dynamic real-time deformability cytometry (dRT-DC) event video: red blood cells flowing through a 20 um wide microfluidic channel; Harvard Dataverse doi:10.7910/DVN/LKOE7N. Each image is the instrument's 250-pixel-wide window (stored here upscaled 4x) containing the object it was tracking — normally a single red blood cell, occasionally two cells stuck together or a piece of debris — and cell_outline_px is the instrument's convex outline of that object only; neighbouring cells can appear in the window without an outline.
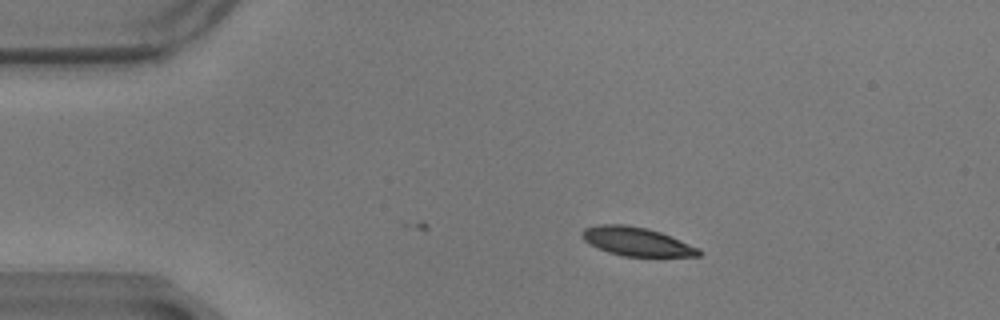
{"species": "common noctule bat (a hibernating species)", "species_latin": "Nyctalus noctula", "temperature_condition": "warm", "stored_images_in_passage": 41, "camera_frame_rate_fps": 3000, "um_per_image_px": 0.085, "animal": {"sex": "male", "body_mass_g": 17.9}, "frame": {"image": 1, "passage_image": 1, "time_ms": 0.0, "image_size_px": [1000, 320], "cell_outline_px": [[704, 252], [700, 256], [624, 256], [608, 252], [584, 240], [580, 236], [580, 232], [584, 228], [600, 224], [624, 224], [648, 228], [660, 232], [700, 248]], "centroid_in_image_um": [54.13, 20.52], "position_along_channel_um": 30.9, "area_um2": 19.48}}
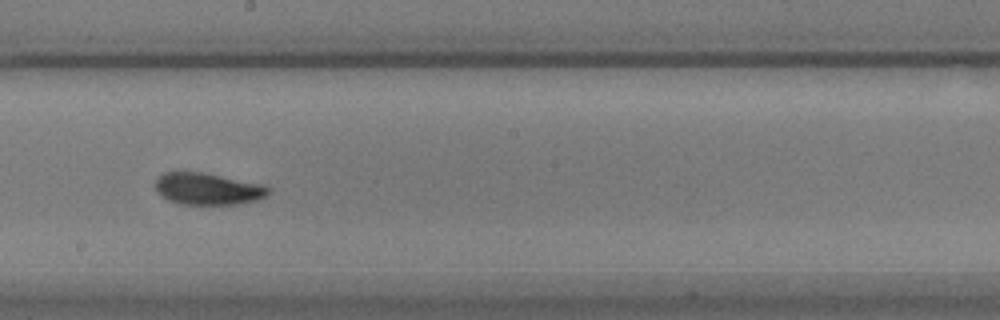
{"frame": {"image": 2, "passage_image": 23, "time_ms": 7.333, "image_size_px": [1000, 320], "cell_outline_px": [[272, 188], [264, 196], [256, 200], [236, 204], [180, 204], [168, 200], [156, 192], [156, 180], [164, 172], [200, 172], [264, 184]], "centroid_in_image_um": [17.66, 16.05], "position_along_channel_um": 230.5, "area_um2": 20.81}}
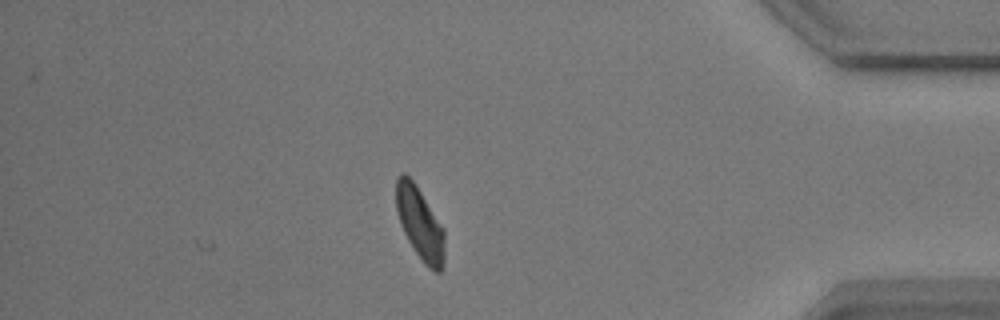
{"frame": {"image": 3, "passage_image": 41, "time_ms": 13.333, "image_size_px": [1000, 320], "cell_outline_px": [[444, 264], [440, 272], [436, 272], [428, 268], [424, 264], [408, 240], [400, 224], [396, 208], [396, 180], [400, 172], [404, 172], [412, 180], [444, 228]], "centroid_in_image_um": [35.69, 19.01], "position_along_channel_um": 399.5, "area_um2": 20.29}, "authors_computed_cell_mechanics": {"area_um2": 20.519, "velocity_mm_per_s": 3.4229, "shape_relaxation_time_tau1_ms": 3.3655, "shape_relaxation_time_tau2_ms": 2.442, "deformation_change_tau1": 0.1063, "deformation_change_tau2": 0.0751}}